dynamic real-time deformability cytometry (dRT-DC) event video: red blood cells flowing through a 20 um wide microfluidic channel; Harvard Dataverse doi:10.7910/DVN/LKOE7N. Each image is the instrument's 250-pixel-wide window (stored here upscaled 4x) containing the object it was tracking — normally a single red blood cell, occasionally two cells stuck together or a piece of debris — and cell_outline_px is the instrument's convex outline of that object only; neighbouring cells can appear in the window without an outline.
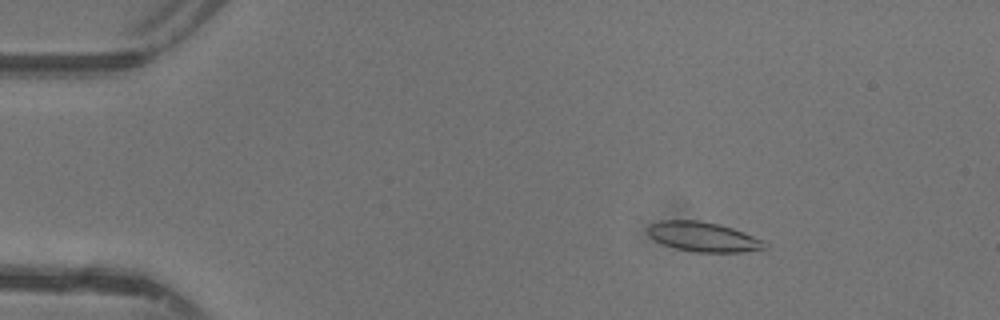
{"species": "common noctule bat (a hibernating species)", "species_latin": "Nyctalus noctula", "temperature_condition": "warm", "stored_images_in_passage": 44, "camera_frame_rate_fps": 3000, "um_per_image_px": 0.085, "animal": {"sex": "female"}, "frame": {"image": 1, "passage_image": 4, "time_ms": 1.0, "image_size_px": [1000, 320], "cell_outline_px": [[768, 248], [740, 252], [692, 252], [676, 248], [664, 244], [656, 240], [648, 232], [648, 228], [652, 224], [660, 220], [700, 220], [720, 224], [732, 228], [764, 240]], "centroid_in_image_um": [59.81, 20.13], "position_along_channel_um": 25.2, "area_um2": 20.06}}
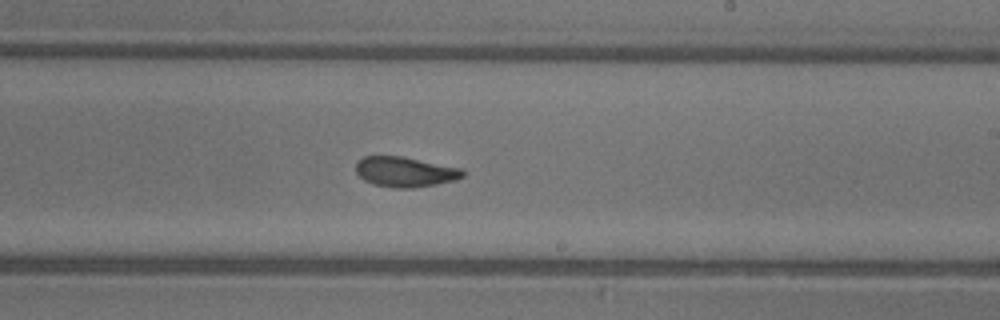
{"frame": {"image": 2, "passage_image": 25, "time_ms": 8.0, "image_size_px": [1000, 320], "cell_outline_px": [[464, 176], [456, 180], [436, 184], [412, 188], [392, 188], [372, 184], [364, 180], [356, 172], [356, 164], [364, 156], [400, 156], [460, 168], [464, 172]], "centroid_in_image_um": [34.41, 14.62], "position_along_channel_um": 254.6, "area_um2": 18.61}}
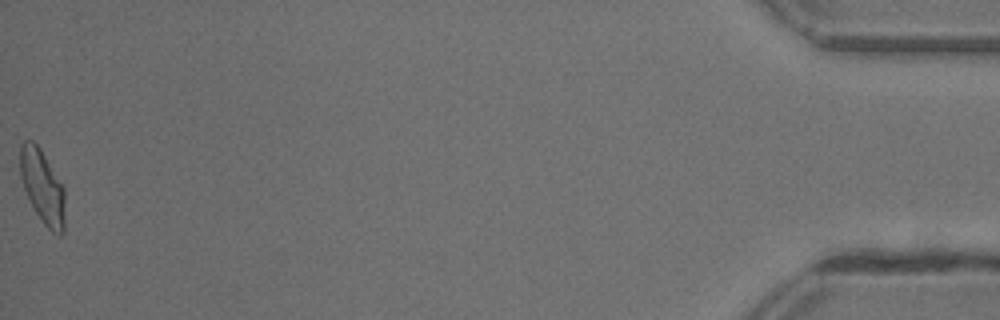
{"frame": {"image": 3, "passage_image": 44, "time_ms": 14.333, "image_size_px": [1000, 320], "cell_outline_px": [[64, 232], [60, 236], [56, 236], [44, 224], [36, 212], [24, 188], [20, 176], [20, 144], [24, 140], [32, 140], [40, 148], [64, 188]], "centroid_in_image_um": [3.61, 15.88], "position_along_channel_um": 431.6, "area_um2": 19.07}, "authors_computed_cell_mechanics": {"area_um2": 19.2185, "velocity_mm_per_s": 4.4036, "shape_relaxation_time_tau1_ms": 4.6609, "shape_relaxation_time_tau2_ms": 1.64, "deformation_change_tau1": 0.1757, "deformation_change_tau2": 0.0931}}